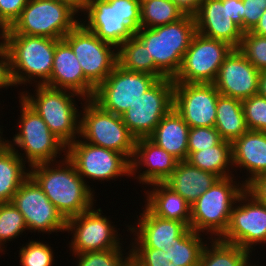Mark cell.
<instances>
[{"label":"cell","instance_id":"31","mask_svg":"<svg viewBox=\"0 0 266 266\" xmlns=\"http://www.w3.org/2000/svg\"><path fill=\"white\" fill-rule=\"evenodd\" d=\"M117 64L128 71L148 73L158 79L166 77L155 66L147 48L135 35L117 48Z\"/></svg>","mask_w":266,"mask_h":266},{"label":"cell","instance_id":"37","mask_svg":"<svg viewBox=\"0 0 266 266\" xmlns=\"http://www.w3.org/2000/svg\"><path fill=\"white\" fill-rule=\"evenodd\" d=\"M19 248L21 266H53L55 264L53 248L46 242L33 239Z\"/></svg>","mask_w":266,"mask_h":266},{"label":"cell","instance_id":"36","mask_svg":"<svg viewBox=\"0 0 266 266\" xmlns=\"http://www.w3.org/2000/svg\"><path fill=\"white\" fill-rule=\"evenodd\" d=\"M129 248L130 245L126 247L129 250L127 253L122 247L121 249L72 254V256L77 259L76 266H131V249Z\"/></svg>","mask_w":266,"mask_h":266},{"label":"cell","instance_id":"22","mask_svg":"<svg viewBox=\"0 0 266 266\" xmlns=\"http://www.w3.org/2000/svg\"><path fill=\"white\" fill-rule=\"evenodd\" d=\"M178 162L175 157L160 148L149 137L138 138L135 141L134 154L131 159V178L137 179L136 182L146 186L164 183L176 169Z\"/></svg>","mask_w":266,"mask_h":266},{"label":"cell","instance_id":"42","mask_svg":"<svg viewBox=\"0 0 266 266\" xmlns=\"http://www.w3.org/2000/svg\"><path fill=\"white\" fill-rule=\"evenodd\" d=\"M266 9V0H242L243 32L252 31Z\"/></svg>","mask_w":266,"mask_h":266},{"label":"cell","instance_id":"3","mask_svg":"<svg viewBox=\"0 0 266 266\" xmlns=\"http://www.w3.org/2000/svg\"><path fill=\"white\" fill-rule=\"evenodd\" d=\"M34 87V95L25 90L18 93L19 98L39 114L50 131L66 145L79 138L80 110L77 109L75 98L82 99V102L85 99L65 89L47 85H35Z\"/></svg>","mask_w":266,"mask_h":266},{"label":"cell","instance_id":"19","mask_svg":"<svg viewBox=\"0 0 266 266\" xmlns=\"http://www.w3.org/2000/svg\"><path fill=\"white\" fill-rule=\"evenodd\" d=\"M219 96L214 84L174 83L173 108L189 128L215 127Z\"/></svg>","mask_w":266,"mask_h":266},{"label":"cell","instance_id":"24","mask_svg":"<svg viewBox=\"0 0 266 266\" xmlns=\"http://www.w3.org/2000/svg\"><path fill=\"white\" fill-rule=\"evenodd\" d=\"M231 144L233 167L247 172L245 186L266 173V132L248 130Z\"/></svg>","mask_w":266,"mask_h":266},{"label":"cell","instance_id":"28","mask_svg":"<svg viewBox=\"0 0 266 266\" xmlns=\"http://www.w3.org/2000/svg\"><path fill=\"white\" fill-rule=\"evenodd\" d=\"M215 128L223 140L231 143L249 130L241 100L222 95L218 97Z\"/></svg>","mask_w":266,"mask_h":266},{"label":"cell","instance_id":"23","mask_svg":"<svg viewBox=\"0 0 266 266\" xmlns=\"http://www.w3.org/2000/svg\"><path fill=\"white\" fill-rule=\"evenodd\" d=\"M44 85L75 92L85 100L92 99L96 90L84 77L76 55L64 39L56 40L51 76Z\"/></svg>","mask_w":266,"mask_h":266},{"label":"cell","instance_id":"9","mask_svg":"<svg viewBox=\"0 0 266 266\" xmlns=\"http://www.w3.org/2000/svg\"><path fill=\"white\" fill-rule=\"evenodd\" d=\"M77 15L70 6L60 2L29 0L11 29L16 34L61 40L80 23L81 17Z\"/></svg>","mask_w":266,"mask_h":266},{"label":"cell","instance_id":"48","mask_svg":"<svg viewBox=\"0 0 266 266\" xmlns=\"http://www.w3.org/2000/svg\"><path fill=\"white\" fill-rule=\"evenodd\" d=\"M11 26L0 15V44H7L8 36L10 35Z\"/></svg>","mask_w":266,"mask_h":266},{"label":"cell","instance_id":"47","mask_svg":"<svg viewBox=\"0 0 266 266\" xmlns=\"http://www.w3.org/2000/svg\"><path fill=\"white\" fill-rule=\"evenodd\" d=\"M52 1L60 2L70 6L78 14V16L79 15L81 16V14L83 13L86 2L85 0H52Z\"/></svg>","mask_w":266,"mask_h":266},{"label":"cell","instance_id":"21","mask_svg":"<svg viewBox=\"0 0 266 266\" xmlns=\"http://www.w3.org/2000/svg\"><path fill=\"white\" fill-rule=\"evenodd\" d=\"M137 222L126 226L131 232L130 248L167 249L177 237L184 236L191 228L182 222L153 215L146 207L139 213ZM134 240V241H133Z\"/></svg>","mask_w":266,"mask_h":266},{"label":"cell","instance_id":"15","mask_svg":"<svg viewBox=\"0 0 266 266\" xmlns=\"http://www.w3.org/2000/svg\"><path fill=\"white\" fill-rule=\"evenodd\" d=\"M174 105V81L159 79L121 115L129 132L136 138L149 137Z\"/></svg>","mask_w":266,"mask_h":266},{"label":"cell","instance_id":"4","mask_svg":"<svg viewBox=\"0 0 266 266\" xmlns=\"http://www.w3.org/2000/svg\"><path fill=\"white\" fill-rule=\"evenodd\" d=\"M197 32L194 15L155 28L140 27L135 36L145 45L155 66L173 79L178 73L183 56Z\"/></svg>","mask_w":266,"mask_h":266},{"label":"cell","instance_id":"26","mask_svg":"<svg viewBox=\"0 0 266 266\" xmlns=\"http://www.w3.org/2000/svg\"><path fill=\"white\" fill-rule=\"evenodd\" d=\"M189 125L173 108L156 126L149 138L178 161L188 158Z\"/></svg>","mask_w":266,"mask_h":266},{"label":"cell","instance_id":"27","mask_svg":"<svg viewBox=\"0 0 266 266\" xmlns=\"http://www.w3.org/2000/svg\"><path fill=\"white\" fill-rule=\"evenodd\" d=\"M218 179L217 175L203 171L185 160L178 162L164 183L192 205Z\"/></svg>","mask_w":266,"mask_h":266},{"label":"cell","instance_id":"39","mask_svg":"<svg viewBox=\"0 0 266 266\" xmlns=\"http://www.w3.org/2000/svg\"><path fill=\"white\" fill-rule=\"evenodd\" d=\"M242 107L248 129L266 132V97L255 94L242 100Z\"/></svg>","mask_w":266,"mask_h":266},{"label":"cell","instance_id":"35","mask_svg":"<svg viewBox=\"0 0 266 266\" xmlns=\"http://www.w3.org/2000/svg\"><path fill=\"white\" fill-rule=\"evenodd\" d=\"M26 230L28 232L24 217L14 204L0 203V253L5 254V244L24 235Z\"/></svg>","mask_w":266,"mask_h":266},{"label":"cell","instance_id":"14","mask_svg":"<svg viewBox=\"0 0 266 266\" xmlns=\"http://www.w3.org/2000/svg\"><path fill=\"white\" fill-rule=\"evenodd\" d=\"M158 80L151 74L128 71L116 64L96 88L92 100L103 110L121 116Z\"/></svg>","mask_w":266,"mask_h":266},{"label":"cell","instance_id":"40","mask_svg":"<svg viewBox=\"0 0 266 266\" xmlns=\"http://www.w3.org/2000/svg\"><path fill=\"white\" fill-rule=\"evenodd\" d=\"M131 266H180L175 258L161 249L130 248Z\"/></svg>","mask_w":266,"mask_h":266},{"label":"cell","instance_id":"5","mask_svg":"<svg viewBox=\"0 0 266 266\" xmlns=\"http://www.w3.org/2000/svg\"><path fill=\"white\" fill-rule=\"evenodd\" d=\"M238 181L235 176L219 178L190 205V228L193 231L205 236L208 234L210 239H220L224 235L229 226L232 209L246 189L242 180Z\"/></svg>","mask_w":266,"mask_h":266},{"label":"cell","instance_id":"10","mask_svg":"<svg viewBox=\"0 0 266 266\" xmlns=\"http://www.w3.org/2000/svg\"><path fill=\"white\" fill-rule=\"evenodd\" d=\"M102 212L101 208L95 209L94 205L89 210L67 219L66 232L72 235L69 242L72 254L121 249L124 246L123 238L118 234L114 222L107 218L106 214L102 215Z\"/></svg>","mask_w":266,"mask_h":266},{"label":"cell","instance_id":"6","mask_svg":"<svg viewBox=\"0 0 266 266\" xmlns=\"http://www.w3.org/2000/svg\"><path fill=\"white\" fill-rule=\"evenodd\" d=\"M6 45L16 87L44 85L50 79L56 39L16 34L11 29Z\"/></svg>","mask_w":266,"mask_h":266},{"label":"cell","instance_id":"12","mask_svg":"<svg viewBox=\"0 0 266 266\" xmlns=\"http://www.w3.org/2000/svg\"><path fill=\"white\" fill-rule=\"evenodd\" d=\"M232 49L227 42L196 32L172 80L174 83L213 84L220 66Z\"/></svg>","mask_w":266,"mask_h":266},{"label":"cell","instance_id":"13","mask_svg":"<svg viewBox=\"0 0 266 266\" xmlns=\"http://www.w3.org/2000/svg\"><path fill=\"white\" fill-rule=\"evenodd\" d=\"M63 39L71 46L84 77L97 88L117 64V48L79 23Z\"/></svg>","mask_w":266,"mask_h":266},{"label":"cell","instance_id":"45","mask_svg":"<svg viewBox=\"0 0 266 266\" xmlns=\"http://www.w3.org/2000/svg\"><path fill=\"white\" fill-rule=\"evenodd\" d=\"M246 190L259 202L266 205V173L257 176L247 186Z\"/></svg>","mask_w":266,"mask_h":266},{"label":"cell","instance_id":"2","mask_svg":"<svg viewBox=\"0 0 266 266\" xmlns=\"http://www.w3.org/2000/svg\"><path fill=\"white\" fill-rule=\"evenodd\" d=\"M82 15L87 30L118 48L140 28V0H87Z\"/></svg>","mask_w":266,"mask_h":266},{"label":"cell","instance_id":"43","mask_svg":"<svg viewBox=\"0 0 266 266\" xmlns=\"http://www.w3.org/2000/svg\"><path fill=\"white\" fill-rule=\"evenodd\" d=\"M16 87L11 72V56L6 44H0V89ZM0 90V91H1Z\"/></svg>","mask_w":266,"mask_h":266},{"label":"cell","instance_id":"50","mask_svg":"<svg viewBox=\"0 0 266 266\" xmlns=\"http://www.w3.org/2000/svg\"><path fill=\"white\" fill-rule=\"evenodd\" d=\"M258 93L266 97V70L260 73Z\"/></svg>","mask_w":266,"mask_h":266},{"label":"cell","instance_id":"46","mask_svg":"<svg viewBox=\"0 0 266 266\" xmlns=\"http://www.w3.org/2000/svg\"><path fill=\"white\" fill-rule=\"evenodd\" d=\"M186 14L194 15L201 0H172Z\"/></svg>","mask_w":266,"mask_h":266},{"label":"cell","instance_id":"17","mask_svg":"<svg viewBox=\"0 0 266 266\" xmlns=\"http://www.w3.org/2000/svg\"><path fill=\"white\" fill-rule=\"evenodd\" d=\"M220 240L251 253L256 245L266 244V205L245 189L232 209L229 226Z\"/></svg>","mask_w":266,"mask_h":266},{"label":"cell","instance_id":"20","mask_svg":"<svg viewBox=\"0 0 266 266\" xmlns=\"http://www.w3.org/2000/svg\"><path fill=\"white\" fill-rule=\"evenodd\" d=\"M260 73L237 48H233L213 84L220 95L242 101L258 94Z\"/></svg>","mask_w":266,"mask_h":266},{"label":"cell","instance_id":"25","mask_svg":"<svg viewBox=\"0 0 266 266\" xmlns=\"http://www.w3.org/2000/svg\"><path fill=\"white\" fill-rule=\"evenodd\" d=\"M153 186V187H152ZM143 191L146 195L144 206L155 216L175 220L190 227L191 206L165 183L151 184Z\"/></svg>","mask_w":266,"mask_h":266},{"label":"cell","instance_id":"34","mask_svg":"<svg viewBox=\"0 0 266 266\" xmlns=\"http://www.w3.org/2000/svg\"><path fill=\"white\" fill-rule=\"evenodd\" d=\"M202 236L203 234L190 229L184 236L177 237L170 247L162 250L169 252L180 266H198L204 246L211 240L207 237L208 241H203L206 237Z\"/></svg>","mask_w":266,"mask_h":266},{"label":"cell","instance_id":"33","mask_svg":"<svg viewBox=\"0 0 266 266\" xmlns=\"http://www.w3.org/2000/svg\"><path fill=\"white\" fill-rule=\"evenodd\" d=\"M186 13L172 0H140V27L155 28L176 22Z\"/></svg>","mask_w":266,"mask_h":266},{"label":"cell","instance_id":"29","mask_svg":"<svg viewBox=\"0 0 266 266\" xmlns=\"http://www.w3.org/2000/svg\"><path fill=\"white\" fill-rule=\"evenodd\" d=\"M29 177V167L21 157L7 145L0 151V203L11 202L13 196Z\"/></svg>","mask_w":266,"mask_h":266},{"label":"cell","instance_id":"38","mask_svg":"<svg viewBox=\"0 0 266 266\" xmlns=\"http://www.w3.org/2000/svg\"><path fill=\"white\" fill-rule=\"evenodd\" d=\"M237 49L260 72L266 70V36L245 32Z\"/></svg>","mask_w":266,"mask_h":266},{"label":"cell","instance_id":"11","mask_svg":"<svg viewBox=\"0 0 266 266\" xmlns=\"http://www.w3.org/2000/svg\"><path fill=\"white\" fill-rule=\"evenodd\" d=\"M66 156L85 182L86 178L101 182L131 176V161L124 154L92 145L81 138L67 145Z\"/></svg>","mask_w":266,"mask_h":266},{"label":"cell","instance_id":"51","mask_svg":"<svg viewBox=\"0 0 266 266\" xmlns=\"http://www.w3.org/2000/svg\"><path fill=\"white\" fill-rule=\"evenodd\" d=\"M2 127L3 126L0 127V151L8 145V139L5 137L3 138V136H4L3 132L4 131L2 130Z\"/></svg>","mask_w":266,"mask_h":266},{"label":"cell","instance_id":"44","mask_svg":"<svg viewBox=\"0 0 266 266\" xmlns=\"http://www.w3.org/2000/svg\"><path fill=\"white\" fill-rule=\"evenodd\" d=\"M29 0H0V15L12 26Z\"/></svg>","mask_w":266,"mask_h":266},{"label":"cell","instance_id":"18","mask_svg":"<svg viewBox=\"0 0 266 266\" xmlns=\"http://www.w3.org/2000/svg\"><path fill=\"white\" fill-rule=\"evenodd\" d=\"M11 202L22 213L28 231L48 235L66 231L67 220L30 176L19 187Z\"/></svg>","mask_w":266,"mask_h":266},{"label":"cell","instance_id":"49","mask_svg":"<svg viewBox=\"0 0 266 266\" xmlns=\"http://www.w3.org/2000/svg\"><path fill=\"white\" fill-rule=\"evenodd\" d=\"M251 32L260 36H266V9L264 10V13L260 16L258 24Z\"/></svg>","mask_w":266,"mask_h":266},{"label":"cell","instance_id":"41","mask_svg":"<svg viewBox=\"0 0 266 266\" xmlns=\"http://www.w3.org/2000/svg\"><path fill=\"white\" fill-rule=\"evenodd\" d=\"M223 141L215 127L190 128L188 136V152L201 151L213 147Z\"/></svg>","mask_w":266,"mask_h":266},{"label":"cell","instance_id":"32","mask_svg":"<svg viewBox=\"0 0 266 266\" xmlns=\"http://www.w3.org/2000/svg\"><path fill=\"white\" fill-rule=\"evenodd\" d=\"M251 256V252L238 245L211 239L204 246L198 266H249Z\"/></svg>","mask_w":266,"mask_h":266},{"label":"cell","instance_id":"16","mask_svg":"<svg viewBox=\"0 0 266 266\" xmlns=\"http://www.w3.org/2000/svg\"><path fill=\"white\" fill-rule=\"evenodd\" d=\"M194 18L198 33L239 47L244 34L242 0H201Z\"/></svg>","mask_w":266,"mask_h":266},{"label":"cell","instance_id":"52","mask_svg":"<svg viewBox=\"0 0 266 266\" xmlns=\"http://www.w3.org/2000/svg\"><path fill=\"white\" fill-rule=\"evenodd\" d=\"M249 266H259V265H258V263H257V265H256V263L255 264L251 263Z\"/></svg>","mask_w":266,"mask_h":266},{"label":"cell","instance_id":"30","mask_svg":"<svg viewBox=\"0 0 266 266\" xmlns=\"http://www.w3.org/2000/svg\"><path fill=\"white\" fill-rule=\"evenodd\" d=\"M186 161L203 171L217 175L219 178L234 176L233 172L236 170L233 167L232 144L226 140L201 151L188 152Z\"/></svg>","mask_w":266,"mask_h":266},{"label":"cell","instance_id":"8","mask_svg":"<svg viewBox=\"0 0 266 266\" xmlns=\"http://www.w3.org/2000/svg\"><path fill=\"white\" fill-rule=\"evenodd\" d=\"M81 105L79 138L122 153L131 161L136 138L129 132L121 116L103 110L92 99L84 100Z\"/></svg>","mask_w":266,"mask_h":266},{"label":"cell","instance_id":"1","mask_svg":"<svg viewBox=\"0 0 266 266\" xmlns=\"http://www.w3.org/2000/svg\"><path fill=\"white\" fill-rule=\"evenodd\" d=\"M59 158V161L31 166L29 176L67 220L96 205V192L78 174L66 154Z\"/></svg>","mask_w":266,"mask_h":266},{"label":"cell","instance_id":"7","mask_svg":"<svg viewBox=\"0 0 266 266\" xmlns=\"http://www.w3.org/2000/svg\"><path fill=\"white\" fill-rule=\"evenodd\" d=\"M19 104L21 114L17 120L18 132L13 135L12 141L8 139V145L28 164L29 168L37 164L58 161L61 153L66 154L67 145L50 131L40 115L21 98Z\"/></svg>","mask_w":266,"mask_h":266}]
</instances>
